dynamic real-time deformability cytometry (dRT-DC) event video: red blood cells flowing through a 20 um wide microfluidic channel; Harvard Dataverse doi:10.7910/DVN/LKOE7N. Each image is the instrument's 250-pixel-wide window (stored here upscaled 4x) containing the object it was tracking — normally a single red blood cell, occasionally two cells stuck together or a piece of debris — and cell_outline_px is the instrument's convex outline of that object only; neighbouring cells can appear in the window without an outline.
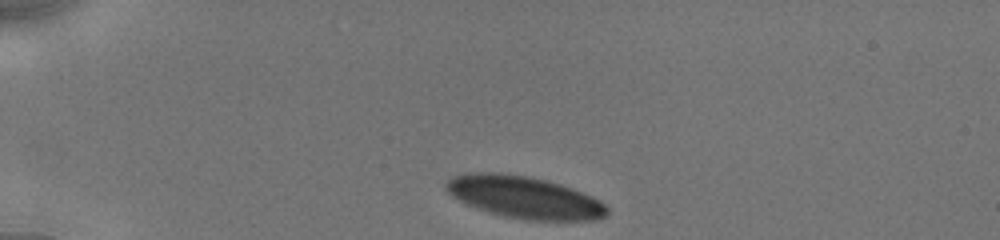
{"species": "human", "species_latin": "Homo sapiens", "temperature_condition": "cold", "stored_images_in_passage": 10, "camera_frame_rate_fps": 3000, "um_per_image_px": 0.085, "donor": {"sex": "male"}, "frame": {"image": 1, "passage_image": 1, "time_ms": 0.0, "image_size_px": [1000, 240], "cell_outline_px": [[608, 212], [604, 216], [596, 220], [524, 220], [504, 216], [488, 212], [468, 204], [452, 196], [444, 188], [444, 184], [452, 176], [468, 172], [500, 172], [524, 176], [544, 180], [560, 184], [572, 188], [592, 196], [600, 200], [608, 208]], "centroid_in_image_um": [44.54, 16.76], "position_along_channel_um": 40.5, "area_um2": 39.42}}
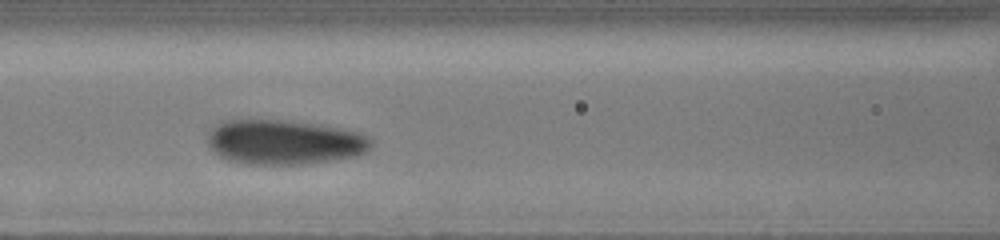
{"frame": {"image": 2, "passage_image": 7, "time_ms": 4.0, "image_size_px": [1000, 240], "cell_outline_px": [[372, 148], [356, 156], [308, 164], [240, 164], [224, 160], [208, 144], [208, 136], [212, 128], [220, 120], [284, 120], [320, 124], [360, 132], [368, 136], [372, 140]], "centroid_in_image_um": [24.17, 12.08], "position_along_channel_um": 142.4, "area_um2": 43.0}}
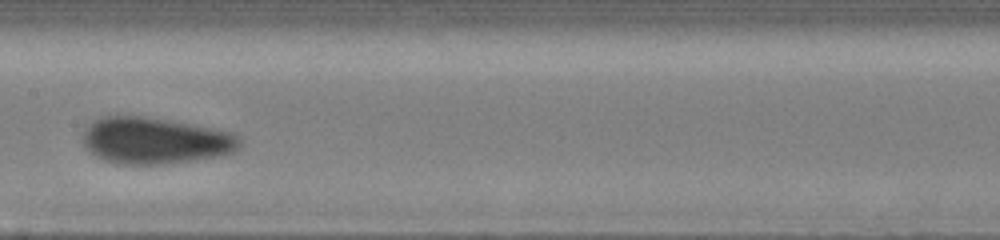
{"frame": {"image": 3, "passage_image": 9, "time_ms": 5.333, "image_size_px": [1000, 240], "cell_outline_px": [[240, 148], [236, 152], [220, 156], [164, 164], [124, 164], [104, 160], [96, 156], [84, 144], [84, 128], [92, 120], [100, 116], [140, 116], [172, 120], [216, 128], [232, 132], [240, 136]], "centroid_in_image_um": [13.23, 11.94], "position_along_channel_um": 194.2, "area_um2": 42.83}}